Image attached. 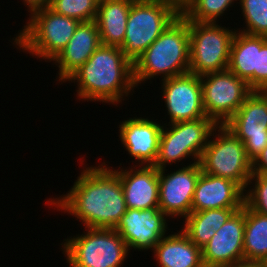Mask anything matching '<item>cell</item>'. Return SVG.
<instances>
[{"label": "cell", "mask_w": 267, "mask_h": 267, "mask_svg": "<svg viewBox=\"0 0 267 267\" xmlns=\"http://www.w3.org/2000/svg\"><path fill=\"white\" fill-rule=\"evenodd\" d=\"M103 164L83 168L67 195L47 203L74 215L85 228L115 229L127 206L119 176Z\"/></svg>", "instance_id": "1"}, {"label": "cell", "mask_w": 267, "mask_h": 267, "mask_svg": "<svg viewBox=\"0 0 267 267\" xmlns=\"http://www.w3.org/2000/svg\"><path fill=\"white\" fill-rule=\"evenodd\" d=\"M72 80H77L79 99L113 105L135 87L133 64L119 47L103 44L66 79Z\"/></svg>", "instance_id": "2"}, {"label": "cell", "mask_w": 267, "mask_h": 267, "mask_svg": "<svg viewBox=\"0 0 267 267\" xmlns=\"http://www.w3.org/2000/svg\"><path fill=\"white\" fill-rule=\"evenodd\" d=\"M189 60V21L179 15L133 64L135 86L159 74L164 80L189 73Z\"/></svg>", "instance_id": "3"}, {"label": "cell", "mask_w": 267, "mask_h": 267, "mask_svg": "<svg viewBox=\"0 0 267 267\" xmlns=\"http://www.w3.org/2000/svg\"><path fill=\"white\" fill-rule=\"evenodd\" d=\"M30 21V22H29ZM19 32L14 42L22 50L52 61L67 45L80 21L55 13L49 7L39 9Z\"/></svg>", "instance_id": "4"}, {"label": "cell", "mask_w": 267, "mask_h": 267, "mask_svg": "<svg viewBox=\"0 0 267 267\" xmlns=\"http://www.w3.org/2000/svg\"><path fill=\"white\" fill-rule=\"evenodd\" d=\"M178 16L164 0H134L120 48L125 57L134 64Z\"/></svg>", "instance_id": "5"}, {"label": "cell", "mask_w": 267, "mask_h": 267, "mask_svg": "<svg viewBox=\"0 0 267 267\" xmlns=\"http://www.w3.org/2000/svg\"><path fill=\"white\" fill-rule=\"evenodd\" d=\"M86 229L62 243L69 267H120L129 251L120 234L113 228Z\"/></svg>", "instance_id": "6"}, {"label": "cell", "mask_w": 267, "mask_h": 267, "mask_svg": "<svg viewBox=\"0 0 267 267\" xmlns=\"http://www.w3.org/2000/svg\"><path fill=\"white\" fill-rule=\"evenodd\" d=\"M218 128V137L208 141L199 159L201 171L230 179L246 191L253 174L252 161L247 157L244 143L239 138L224 125Z\"/></svg>", "instance_id": "7"}, {"label": "cell", "mask_w": 267, "mask_h": 267, "mask_svg": "<svg viewBox=\"0 0 267 267\" xmlns=\"http://www.w3.org/2000/svg\"><path fill=\"white\" fill-rule=\"evenodd\" d=\"M170 130L162 125L159 150L154 167L158 170L166 163L180 162L192 156L194 163L199 162L210 136L218 129V124L210 117L170 124ZM213 133V134H212ZM197 159V160H196Z\"/></svg>", "instance_id": "8"}, {"label": "cell", "mask_w": 267, "mask_h": 267, "mask_svg": "<svg viewBox=\"0 0 267 267\" xmlns=\"http://www.w3.org/2000/svg\"><path fill=\"white\" fill-rule=\"evenodd\" d=\"M235 33L217 23L189 21V73L202 76L226 70Z\"/></svg>", "instance_id": "9"}, {"label": "cell", "mask_w": 267, "mask_h": 267, "mask_svg": "<svg viewBox=\"0 0 267 267\" xmlns=\"http://www.w3.org/2000/svg\"><path fill=\"white\" fill-rule=\"evenodd\" d=\"M200 79L205 114L218 125H224L253 92L245 80L228 69L204 74Z\"/></svg>", "instance_id": "10"}, {"label": "cell", "mask_w": 267, "mask_h": 267, "mask_svg": "<svg viewBox=\"0 0 267 267\" xmlns=\"http://www.w3.org/2000/svg\"><path fill=\"white\" fill-rule=\"evenodd\" d=\"M224 126L244 143L253 162L267 146V92L253 91Z\"/></svg>", "instance_id": "11"}, {"label": "cell", "mask_w": 267, "mask_h": 267, "mask_svg": "<svg viewBox=\"0 0 267 267\" xmlns=\"http://www.w3.org/2000/svg\"><path fill=\"white\" fill-rule=\"evenodd\" d=\"M169 124L206 118L200 76L192 73L162 80Z\"/></svg>", "instance_id": "12"}, {"label": "cell", "mask_w": 267, "mask_h": 267, "mask_svg": "<svg viewBox=\"0 0 267 267\" xmlns=\"http://www.w3.org/2000/svg\"><path fill=\"white\" fill-rule=\"evenodd\" d=\"M159 170V209L166 217H187L191 213L193 195L201 174L198 162L170 174ZM167 175V176H166Z\"/></svg>", "instance_id": "13"}, {"label": "cell", "mask_w": 267, "mask_h": 267, "mask_svg": "<svg viewBox=\"0 0 267 267\" xmlns=\"http://www.w3.org/2000/svg\"><path fill=\"white\" fill-rule=\"evenodd\" d=\"M245 204L201 248L204 267H224L244 261Z\"/></svg>", "instance_id": "14"}, {"label": "cell", "mask_w": 267, "mask_h": 267, "mask_svg": "<svg viewBox=\"0 0 267 267\" xmlns=\"http://www.w3.org/2000/svg\"><path fill=\"white\" fill-rule=\"evenodd\" d=\"M165 216L159 208H127L115 230L123 238L128 250H148L164 237L167 229Z\"/></svg>", "instance_id": "15"}, {"label": "cell", "mask_w": 267, "mask_h": 267, "mask_svg": "<svg viewBox=\"0 0 267 267\" xmlns=\"http://www.w3.org/2000/svg\"><path fill=\"white\" fill-rule=\"evenodd\" d=\"M120 140L139 163L153 166L156 162L161 136V124L147 118H130L119 125Z\"/></svg>", "instance_id": "16"}, {"label": "cell", "mask_w": 267, "mask_h": 267, "mask_svg": "<svg viewBox=\"0 0 267 267\" xmlns=\"http://www.w3.org/2000/svg\"><path fill=\"white\" fill-rule=\"evenodd\" d=\"M244 192L230 179L201 172L196 183L191 211L242 208Z\"/></svg>", "instance_id": "17"}, {"label": "cell", "mask_w": 267, "mask_h": 267, "mask_svg": "<svg viewBox=\"0 0 267 267\" xmlns=\"http://www.w3.org/2000/svg\"><path fill=\"white\" fill-rule=\"evenodd\" d=\"M120 178L129 209L159 208V170L142 165L139 169L113 170Z\"/></svg>", "instance_id": "18"}, {"label": "cell", "mask_w": 267, "mask_h": 267, "mask_svg": "<svg viewBox=\"0 0 267 267\" xmlns=\"http://www.w3.org/2000/svg\"><path fill=\"white\" fill-rule=\"evenodd\" d=\"M101 45L95 20L80 22L67 45L52 60L59 67V81H65Z\"/></svg>", "instance_id": "19"}, {"label": "cell", "mask_w": 267, "mask_h": 267, "mask_svg": "<svg viewBox=\"0 0 267 267\" xmlns=\"http://www.w3.org/2000/svg\"><path fill=\"white\" fill-rule=\"evenodd\" d=\"M153 250L160 267H204L201 248L182 230L164 236Z\"/></svg>", "instance_id": "20"}, {"label": "cell", "mask_w": 267, "mask_h": 267, "mask_svg": "<svg viewBox=\"0 0 267 267\" xmlns=\"http://www.w3.org/2000/svg\"><path fill=\"white\" fill-rule=\"evenodd\" d=\"M134 0H99L95 22L101 44L122 47L127 18Z\"/></svg>", "instance_id": "21"}, {"label": "cell", "mask_w": 267, "mask_h": 267, "mask_svg": "<svg viewBox=\"0 0 267 267\" xmlns=\"http://www.w3.org/2000/svg\"><path fill=\"white\" fill-rule=\"evenodd\" d=\"M266 41V36L250 35L236 30L231 44L227 69L245 80L252 91H254V70H257V49H260Z\"/></svg>", "instance_id": "22"}, {"label": "cell", "mask_w": 267, "mask_h": 267, "mask_svg": "<svg viewBox=\"0 0 267 267\" xmlns=\"http://www.w3.org/2000/svg\"><path fill=\"white\" fill-rule=\"evenodd\" d=\"M244 261L267 263V215L245 205Z\"/></svg>", "instance_id": "23"}, {"label": "cell", "mask_w": 267, "mask_h": 267, "mask_svg": "<svg viewBox=\"0 0 267 267\" xmlns=\"http://www.w3.org/2000/svg\"><path fill=\"white\" fill-rule=\"evenodd\" d=\"M246 29L241 32L267 37V0H240Z\"/></svg>", "instance_id": "24"}, {"label": "cell", "mask_w": 267, "mask_h": 267, "mask_svg": "<svg viewBox=\"0 0 267 267\" xmlns=\"http://www.w3.org/2000/svg\"><path fill=\"white\" fill-rule=\"evenodd\" d=\"M98 4L99 0H50L48 7L57 14L87 22L95 20Z\"/></svg>", "instance_id": "25"}, {"label": "cell", "mask_w": 267, "mask_h": 267, "mask_svg": "<svg viewBox=\"0 0 267 267\" xmlns=\"http://www.w3.org/2000/svg\"><path fill=\"white\" fill-rule=\"evenodd\" d=\"M233 2L234 0H196L183 16L188 21L216 23L217 17L223 16Z\"/></svg>", "instance_id": "26"}, {"label": "cell", "mask_w": 267, "mask_h": 267, "mask_svg": "<svg viewBox=\"0 0 267 267\" xmlns=\"http://www.w3.org/2000/svg\"><path fill=\"white\" fill-rule=\"evenodd\" d=\"M255 180V187L244 194V204L253 211L267 215V176L253 173L248 185Z\"/></svg>", "instance_id": "27"}, {"label": "cell", "mask_w": 267, "mask_h": 267, "mask_svg": "<svg viewBox=\"0 0 267 267\" xmlns=\"http://www.w3.org/2000/svg\"><path fill=\"white\" fill-rule=\"evenodd\" d=\"M240 209L241 208H219L191 211L185 218V224H209L214 231H217L236 211Z\"/></svg>", "instance_id": "28"}, {"label": "cell", "mask_w": 267, "mask_h": 267, "mask_svg": "<svg viewBox=\"0 0 267 267\" xmlns=\"http://www.w3.org/2000/svg\"><path fill=\"white\" fill-rule=\"evenodd\" d=\"M184 229H181L189 239L198 247L202 248L207 244L213 235L214 229L209 224H184Z\"/></svg>", "instance_id": "29"}, {"label": "cell", "mask_w": 267, "mask_h": 267, "mask_svg": "<svg viewBox=\"0 0 267 267\" xmlns=\"http://www.w3.org/2000/svg\"><path fill=\"white\" fill-rule=\"evenodd\" d=\"M254 91L267 92V41L257 49V70H254Z\"/></svg>", "instance_id": "30"}, {"label": "cell", "mask_w": 267, "mask_h": 267, "mask_svg": "<svg viewBox=\"0 0 267 267\" xmlns=\"http://www.w3.org/2000/svg\"><path fill=\"white\" fill-rule=\"evenodd\" d=\"M253 173L267 176V146L261 151L257 158L252 162Z\"/></svg>", "instance_id": "31"}, {"label": "cell", "mask_w": 267, "mask_h": 267, "mask_svg": "<svg viewBox=\"0 0 267 267\" xmlns=\"http://www.w3.org/2000/svg\"><path fill=\"white\" fill-rule=\"evenodd\" d=\"M179 15H183L196 0H164Z\"/></svg>", "instance_id": "32"}, {"label": "cell", "mask_w": 267, "mask_h": 267, "mask_svg": "<svg viewBox=\"0 0 267 267\" xmlns=\"http://www.w3.org/2000/svg\"><path fill=\"white\" fill-rule=\"evenodd\" d=\"M26 3L28 10L32 14L34 11L43 9L49 6L50 0H23Z\"/></svg>", "instance_id": "33"}, {"label": "cell", "mask_w": 267, "mask_h": 267, "mask_svg": "<svg viewBox=\"0 0 267 267\" xmlns=\"http://www.w3.org/2000/svg\"><path fill=\"white\" fill-rule=\"evenodd\" d=\"M224 267H267V263L243 261L240 263L230 264Z\"/></svg>", "instance_id": "34"}]
</instances>
